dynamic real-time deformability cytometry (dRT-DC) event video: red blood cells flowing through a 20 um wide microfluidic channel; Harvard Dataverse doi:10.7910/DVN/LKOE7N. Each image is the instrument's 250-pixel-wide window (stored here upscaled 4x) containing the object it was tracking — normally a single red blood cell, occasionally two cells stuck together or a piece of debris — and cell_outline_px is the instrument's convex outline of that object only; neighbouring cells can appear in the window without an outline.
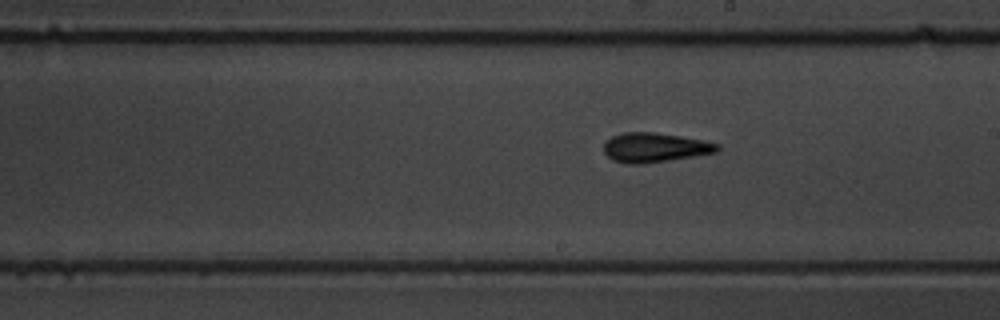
{"species": "common noctule bat (a hibernating species)", "species_latin": "Nyctalus noctula", "temperature_condition": "warm", "stored_images_in_passage": 10, "segment_of_instrument_passage": [2, 2], "camera_frame_rate_fps": 3000, "um_per_image_px": 0.085, "animal": {"sex": "male", "body_mass_g": 19.5, "forearm_length_mm": 54.6}, "frame": {"image": 1, "passage_image": 10, "time_ms": 12.0, "image_size_px": [1000, 320], "cell_outline_px": [[720, 148], [716, 152], [644, 164], [628, 164], [612, 160], [604, 152], [604, 144], [612, 136], [624, 132], [652, 132], [680, 136], [704, 140], [720, 144]], "centroid_in_image_um": [55.65, 12.54], "position_along_channel_um": 233.4, "area_um2": 19.36}}